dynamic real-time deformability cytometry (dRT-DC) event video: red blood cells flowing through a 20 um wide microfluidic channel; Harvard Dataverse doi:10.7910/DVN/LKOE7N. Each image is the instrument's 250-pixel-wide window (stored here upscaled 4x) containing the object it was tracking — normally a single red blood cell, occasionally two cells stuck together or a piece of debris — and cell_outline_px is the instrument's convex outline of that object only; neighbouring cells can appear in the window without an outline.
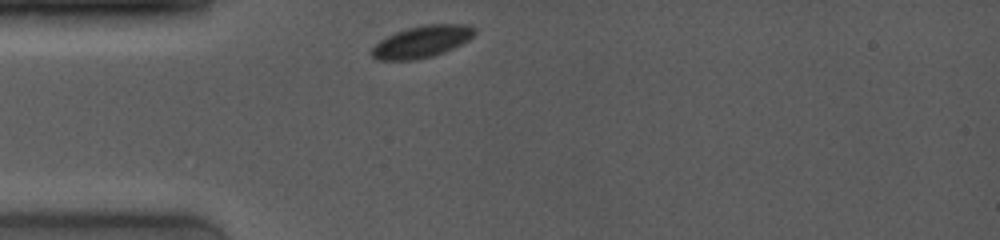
{"species": "common noctule bat (a hibernating species)", "species_latin": "Nyctalus noctula", "temperature_condition": "room temperature", "stored_images_in_passage": 20, "camera_frame_rate_fps": 4000, "um_per_image_px": 0.085, "animal": {"sex": "female", "body_mass_g": 19.0, "forearm_length_mm": 53.3}, "frame": {"image": 1, "passage_image": 1, "time_ms": 0.0, "image_size_px": [1000, 240], "cell_outline_px": [[476, 32], [468, 40], [444, 52], [420, 60], [376, 60], [372, 56], [372, 48], [380, 40], [396, 32], [408, 28], [428, 24], [468, 24], [476, 28]], "centroid_in_image_um": [35.87, 3.55], "position_along_channel_um": 49.1, "area_um2": 19.02}}
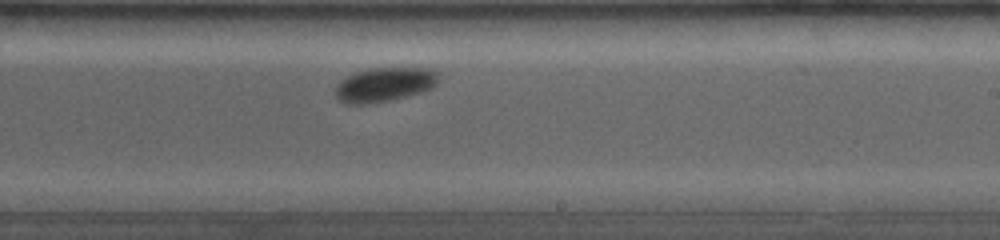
{"frame": {"image": 2, "passage_image": 15, "time_ms": 5.75, "image_size_px": [1000, 240], "cell_outline_px": [[440, 76], [436, 84], [432, 88], [420, 92], [392, 100], [364, 104], [348, 104], [340, 100], [336, 96], [336, 84], [340, 80], [356, 72], [372, 68], [432, 68], [440, 72]], "centroid_in_image_um": [32.72, 7.18], "position_along_channel_um": 256.3, "area_um2": 20.63}}
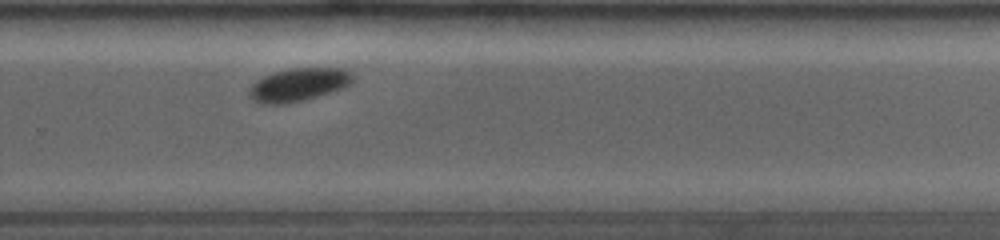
{"frame": {"image": 3, "passage_image": 18, "time_ms": 7.0, "image_size_px": [1000, 240], "cell_outline_px": [[356, 76], [344, 88], [304, 100], [280, 104], [260, 104], [252, 100], [248, 92], [248, 88], [256, 80], [272, 72], [288, 68], [344, 68]], "centroid_in_image_um": [25.35, 7.19], "position_along_channel_um": 304.5, "area_um2": 20.17}}